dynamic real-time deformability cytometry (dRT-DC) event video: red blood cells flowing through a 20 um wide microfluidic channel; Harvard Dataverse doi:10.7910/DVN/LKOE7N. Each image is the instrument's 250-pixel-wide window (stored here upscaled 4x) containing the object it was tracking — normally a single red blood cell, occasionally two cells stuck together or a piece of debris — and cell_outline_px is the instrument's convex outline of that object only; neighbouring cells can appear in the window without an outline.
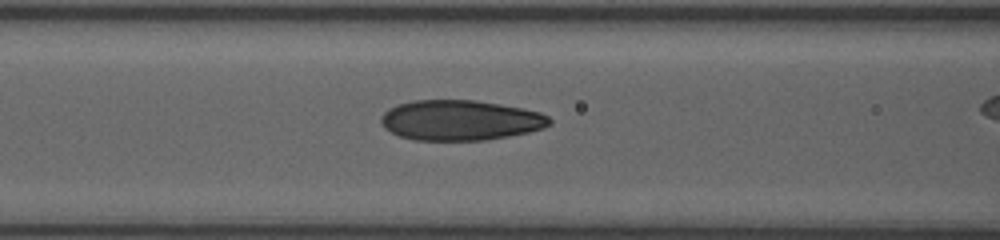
{"species": "human", "species_latin": "Homo sapiens", "temperature_condition": "room temperature", "stored_images_in_passage": 6, "camera_frame_rate_fps": 3000, "um_per_image_px": 0.085, "donor": {"sex": "female"}, "frame": {"image": 1, "passage_image": 3, "time_ms": 1.333, "image_size_px": [1000, 240], "cell_outline_px": [[552, 124], [544, 128], [528, 132], [508, 136], [484, 140], [416, 140], [400, 136], [384, 128], [380, 120], [380, 116], [388, 108], [396, 104], [412, 100], [476, 100], [524, 108], [540, 112], [548, 116], [552, 120]], "centroid_in_image_um": [39.12, 10.21], "position_along_channel_um": 127.5, "area_um2": 39.77}}
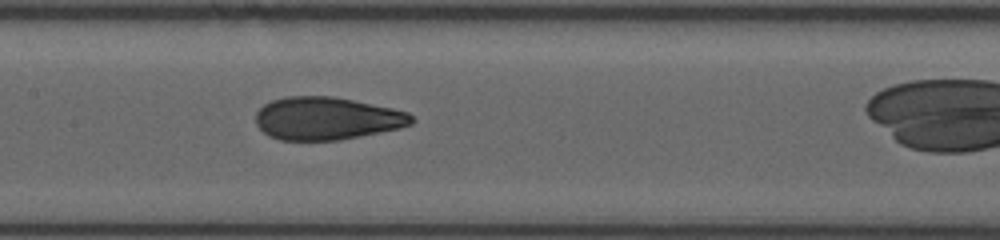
{"frame": {"image": 2, "passage_image": 5, "time_ms": 2.667, "image_size_px": [1000, 240], "cell_outline_px": [[416, 120], [412, 124], [400, 128], [340, 140], [280, 140], [268, 136], [256, 124], [256, 112], [264, 104], [272, 100], [284, 96], [332, 96], [392, 108], [408, 112]], "centroid_in_image_um": [27.77, 10.07], "position_along_channel_um": 179.6, "area_um2": 38.9}}